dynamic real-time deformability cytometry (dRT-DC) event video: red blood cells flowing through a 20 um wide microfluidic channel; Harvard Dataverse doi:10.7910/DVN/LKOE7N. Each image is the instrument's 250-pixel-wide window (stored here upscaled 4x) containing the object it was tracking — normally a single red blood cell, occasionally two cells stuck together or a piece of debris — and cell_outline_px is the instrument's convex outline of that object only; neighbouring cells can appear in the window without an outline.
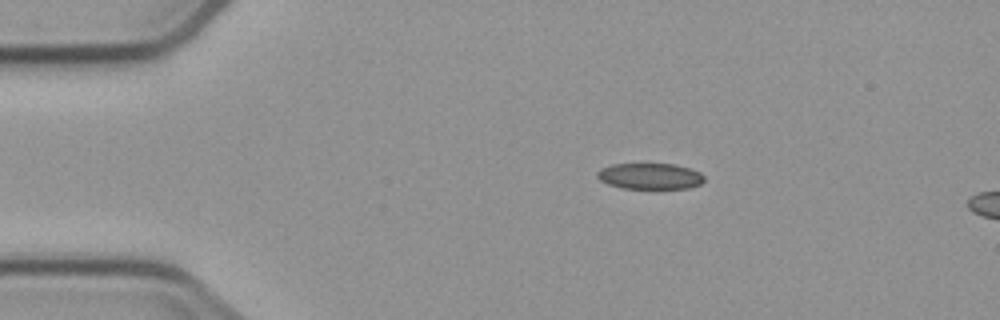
{"species": "common noctule bat (a hibernating species)", "species_latin": "Nyctalus noctula", "temperature_condition": "cold", "stored_images_in_passage": 3, "camera_frame_rate_fps": 3000, "um_per_image_px": 0.085, "animal": {"sex": "male", "body_mass_g": 23.1, "forearm_length_mm": 52.7}, "frame": {"image": 1, "passage_image": 1, "time_ms": 0.0, "image_size_px": [1000, 320], "cell_outline_px": [[704, 180], [700, 184], [688, 188], [620, 188], [608, 184], [600, 180], [596, 176], [596, 172], [600, 168], [612, 164], [676, 164], [700, 172], [704, 176]], "centroid_in_image_um": [55.22, 14.97], "position_along_channel_um": 29.8, "area_um2": 16.24}}